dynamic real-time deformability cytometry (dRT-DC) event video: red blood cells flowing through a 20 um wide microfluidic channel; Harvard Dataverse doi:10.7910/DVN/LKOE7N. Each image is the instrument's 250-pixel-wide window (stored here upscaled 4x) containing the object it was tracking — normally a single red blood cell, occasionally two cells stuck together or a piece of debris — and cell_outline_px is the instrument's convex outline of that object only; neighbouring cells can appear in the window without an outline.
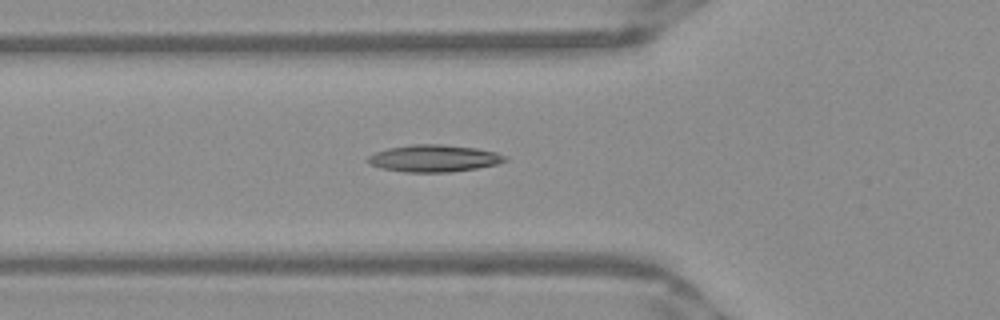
{"species": "Egyptian fruit bat (a non-hibernating species)", "species_latin": "Rousettus aegyptiacus", "temperature_condition": "warm", "stored_images_in_passage": 32, "camera_frame_rate_fps": 3000, "um_per_image_px": 0.085, "frame": {"image": 1, "passage_image": 3, "time_ms": 0.667, "image_size_px": [1000, 320], "cell_outline_px": [[508, 160], [496, 164], [476, 168], [448, 172], [404, 172], [380, 168], [368, 164], [368, 156], [376, 152], [388, 148], [412, 144], [440, 144], [476, 148], [496, 152], [508, 156]], "centroid_in_image_um": [36.88, 13.46], "position_along_channel_um": 88.9, "area_um2": 21.62}}
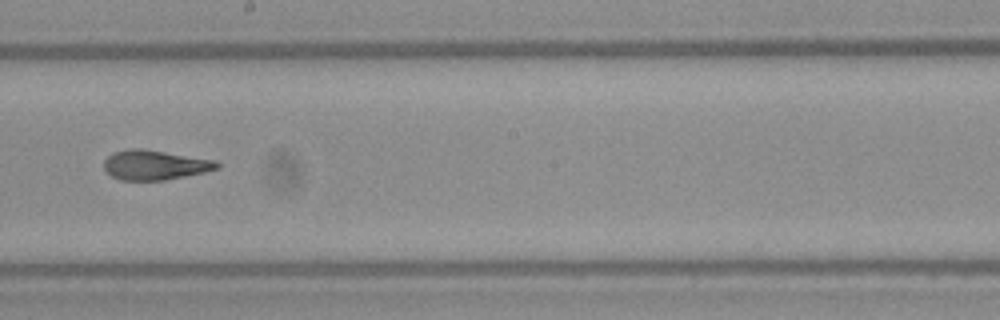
{"frame": {"image": 2, "passage_image": 14, "time_ms": 4.333, "image_size_px": [1000, 320], "cell_outline_px": [[220, 168], [204, 172], [164, 180], [120, 180], [112, 176], [104, 168], [104, 160], [112, 152], [128, 148], [144, 148], [216, 160], [220, 164]], "centroid_in_image_um": [13.16, 14.0], "position_along_channel_um": 235.0, "area_um2": 19.71}}
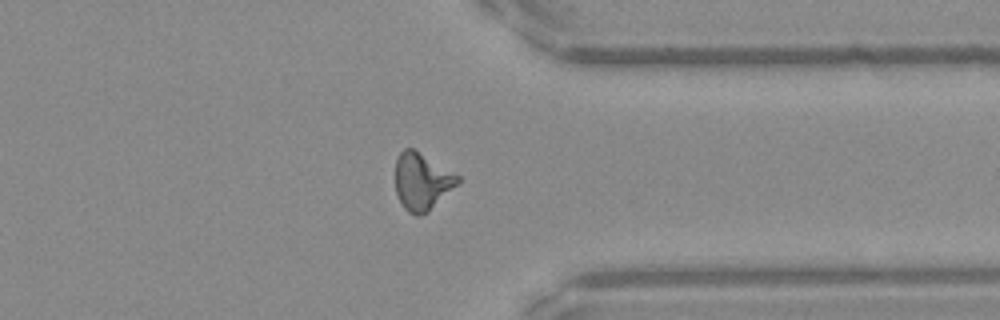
{"frame": {"image": 3, "passage_image": 25, "time_ms": 8.0, "image_size_px": [1000, 320], "cell_outline_px": [[460, 180], [428, 212], [420, 216], [416, 216], [408, 212], [404, 208], [396, 192], [396, 160], [400, 152], [404, 148], [412, 148], [460, 176]], "centroid_in_image_um": [35.84, 15.43], "position_along_channel_um": 375.6, "area_um2": 20.35}, "authors_computed_cell_mechanics": {"area_um2": 19.9121, "velocity_mm_per_s": 3.9596, "shape_relaxation_time_tau1_ms": null, "shape_relaxation_time_tau2_ms": 2.4198, "deformation_change_tau1": null, "deformation_change_tau2": 0.1155}}